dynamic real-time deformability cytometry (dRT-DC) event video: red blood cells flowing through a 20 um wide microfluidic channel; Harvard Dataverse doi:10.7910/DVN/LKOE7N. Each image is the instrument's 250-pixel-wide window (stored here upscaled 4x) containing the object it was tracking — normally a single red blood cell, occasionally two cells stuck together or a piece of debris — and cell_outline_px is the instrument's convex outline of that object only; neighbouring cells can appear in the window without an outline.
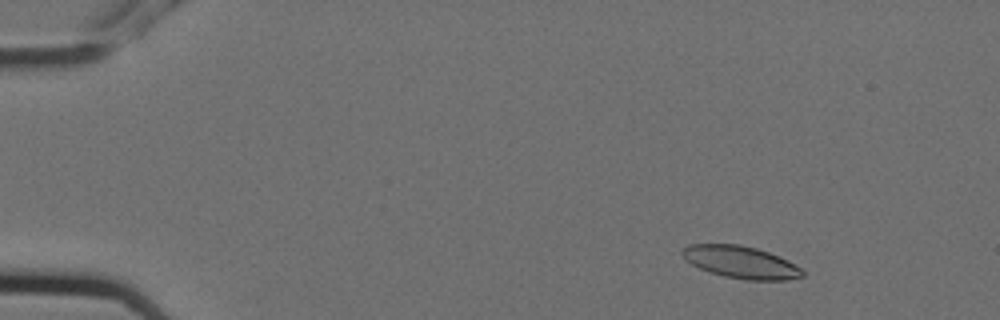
{"species": "Egyptian fruit bat (a non-hibernating species)", "species_latin": "Rousettus aegyptiacus", "temperature_condition": "cold", "stored_images_in_passage": 6, "camera_frame_rate_fps": 3000, "um_per_image_px": 0.085, "animal": {"sex": "female"}, "frame": {"image": 1, "passage_image": 2, "time_ms": 0.333, "image_size_px": [1000, 320], "cell_outline_px": [[804, 276], [788, 280], [748, 280], [724, 276], [700, 268], [684, 260], [680, 252], [688, 244], [740, 244], [756, 248], [768, 252], [800, 268], [804, 272]], "centroid_in_image_um": [62.92, 22.28], "position_along_channel_um": 22.1, "area_um2": 22.31}}
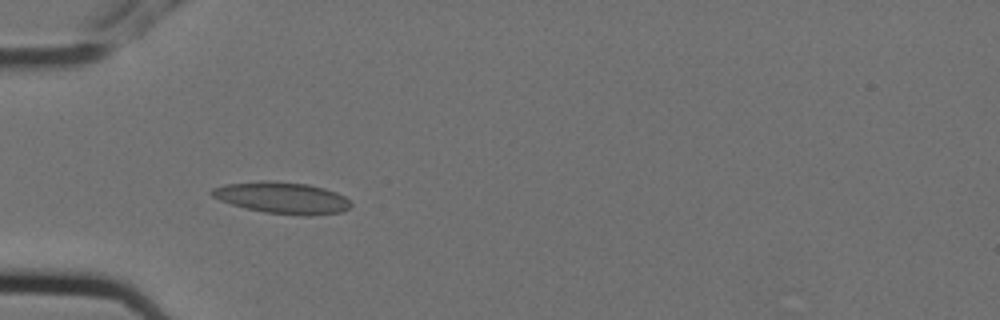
{"frame": {"image": 2, "passage_image": 5, "time_ms": 1.333, "image_size_px": [1000, 320], "cell_outline_px": [[352, 204], [348, 208], [340, 212], [308, 216], [304, 216], [264, 212], [244, 208], [220, 200], [212, 196], [208, 192], [212, 188], [224, 184], [264, 180], [308, 184], [324, 188], [336, 192], [344, 196]], "centroid_in_image_um": [23.95, 16.81], "position_along_channel_um": 61.0, "area_um2": 25.61}}
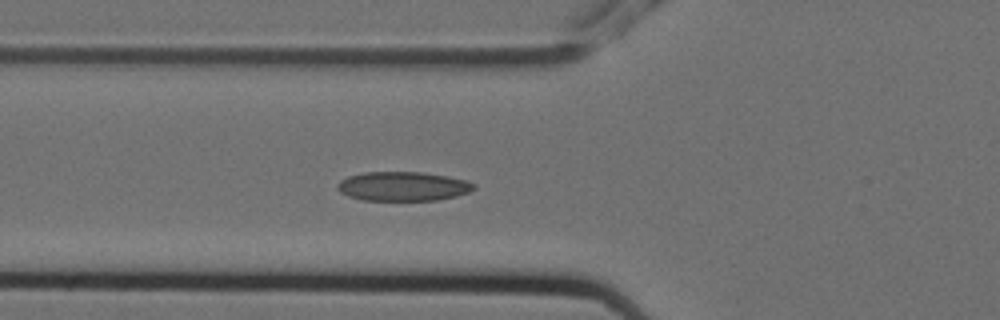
{"frame": {"image": 3, "passage_image": 6, "time_ms": 1.667, "image_size_px": [1000, 320], "cell_outline_px": [[476, 188], [468, 192], [456, 196], [436, 200], [360, 200], [348, 196], [340, 192], [336, 188], [336, 184], [340, 180], [348, 176], [364, 172], [420, 172], [448, 176], [464, 180], [476, 184]], "centroid_in_image_um": [34.22, 15.83], "position_along_channel_um": 91.6, "area_um2": 23.29}}